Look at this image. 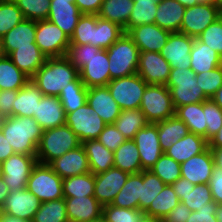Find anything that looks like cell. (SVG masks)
<instances>
[{"instance_id":"8","label":"cell","mask_w":222,"mask_h":222,"mask_svg":"<svg viewBox=\"0 0 222 222\" xmlns=\"http://www.w3.org/2000/svg\"><path fill=\"white\" fill-rule=\"evenodd\" d=\"M139 109L149 123L163 121L175 115V107L169 89L165 85L148 84Z\"/></svg>"},{"instance_id":"31","label":"cell","mask_w":222,"mask_h":222,"mask_svg":"<svg viewBox=\"0 0 222 222\" xmlns=\"http://www.w3.org/2000/svg\"><path fill=\"white\" fill-rule=\"evenodd\" d=\"M190 56V69L195 74L208 72L221 66V56L198 38H194Z\"/></svg>"},{"instance_id":"29","label":"cell","mask_w":222,"mask_h":222,"mask_svg":"<svg viewBox=\"0 0 222 222\" xmlns=\"http://www.w3.org/2000/svg\"><path fill=\"white\" fill-rule=\"evenodd\" d=\"M186 7L176 0H162L158 3L155 24L170 32H180Z\"/></svg>"},{"instance_id":"21","label":"cell","mask_w":222,"mask_h":222,"mask_svg":"<svg viewBox=\"0 0 222 222\" xmlns=\"http://www.w3.org/2000/svg\"><path fill=\"white\" fill-rule=\"evenodd\" d=\"M49 165L62 179L90 172L88 158L82 144L53 160Z\"/></svg>"},{"instance_id":"33","label":"cell","mask_w":222,"mask_h":222,"mask_svg":"<svg viewBox=\"0 0 222 222\" xmlns=\"http://www.w3.org/2000/svg\"><path fill=\"white\" fill-rule=\"evenodd\" d=\"M43 96L38 87L30 80L18 90L17 98L13 105V116L34 117L37 105Z\"/></svg>"},{"instance_id":"69","label":"cell","mask_w":222,"mask_h":222,"mask_svg":"<svg viewBox=\"0 0 222 222\" xmlns=\"http://www.w3.org/2000/svg\"><path fill=\"white\" fill-rule=\"evenodd\" d=\"M211 100L216 103L222 109V86L213 95Z\"/></svg>"},{"instance_id":"75","label":"cell","mask_w":222,"mask_h":222,"mask_svg":"<svg viewBox=\"0 0 222 222\" xmlns=\"http://www.w3.org/2000/svg\"><path fill=\"white\" fill-rule=\"evenodd\" d=\"M3 174H2V162L0 161V180H2Z\"/></svg>"},{"instance_id":"36","label":"cell","mask_w":222,"mask_h":222,"mask_svg":"<svg viewBox=\"0 0 222 222\" xmlns=\"http://www.w3.org/2000/svg\"><path fill=\"white\" fill-rule=\"evenodd\" d=\"M175 115L185 123L190 133L206 139L207 125L203 112V102L179 106L175 109Z\"/></svg>"},{"instance_id":"51","label":"cell","mask_w":222,"mask_h":222,"mask_svg":"<svg viewBox=\"0 0 222 222\" xmlns=\"http://www.w3.org/2000/svg\"><path fill=\"white\" fill-rule=\"evenodd\" d=\"M212 194L208 184H197L192 191L183 196L180 202L184 203L191 211H197L212 202Z\"/></svg>"},{"instance_id":"54","label":"cell","mask_w":222,"mask_h":222,"mask_svg":"<svg viewBox=\"0 0 222 222\" xmlns=\"http://www.w3.org/2000/svg\"><path fill=\"white\" fill-rule=\"evenodd\" d=\"M196 79L203 93L211 99L222 86V67L219 66L208 72L196 74Z\"/></svg>"},{"instance_id":"73","label":"cell","mask_w":222,"mask_h":222,"mask_svg":"<svg viewBox=\"0 0 222 222\" xmlns=\"http://www.w3.org/2000/svg\"><path fill=\"white\" fill-rule=\"evenodd\" d=\"M134 2H152V1H154V2H156L157 4L159 3V2H161L162 0H133Z\"/></svg>"},{"instance_id":"43","label":"cell","mask_w":222,"mask_h":222,"mask_svg":"<svg viewBox=\"0 0 222 222\" xmlns=\"http://www.w3.org/2000/svg\"><path fill=\"white\" fill-rule=\"evenodd\" d=\"M166 184L151 170L141 171V197H139V210L145 212L151 202L163 190Z\"/></svg>"},{"instance_id":"74","label":"cell","mask_w":222,"mask_h":222,"mask_svg":"<svg viewBox=\"0 0 222 222\" xmlns=\"http://www.w3.org/2000/svg\"><path fill=\"white\" fill-rule=\"evenodd\" d=\"M4 117L0 114V129L2 127L3 121H4Z\"/></svg>"},{"instance_id":"62","label":"cell","mask_w":222,"mask_h":222,"mask_svg":"<svg viewBox=\"0 0 222 222\" xmlns=\"http://www.w3.org/2000/svg\"><path fill=\"white\" fill-rule=\"evenodd\" d=\"M194 186L195 185L189 180L182 177L172 184L174 192L177 194L179 200H181L183 196L187 195L189 191H192Z\"/></svg>"},{"instance_id":"41","label":"cell","mask_w":222,"mask_h":222,"mask_svg":"<svg viewBox=\"0 0 222 222\" xmlns=\"http://www.w3.org/2000/svg\"><path fill=\"white\" fill-rule=\"evenodd\" d=\"M95 175L91 172L63 179L64 198L94 196Z\"/></svg>"},{"instance_id":"63","label":"cell","mask_w":222,"mask_h":222,"mask_svg":"<svg viewBox=\"0 0 222 222\" xmlns=\"http://www.w3.org/2000/svg\"><path fill=\"white\" fill-rule=\"evenodd\" d=\"M13 154H15V151L0 130V161L4 162Z\"/></svg>"},{"instance_id":"19","label":"cell","mask_w":222,"mask_h":222,"mask_svg":"<svg viewBox=\"0 0 222 222\" xmlns=\"http://www.w3.org/2000/svg\"><path fill=\"white\" fill-rule=\"evenodd\" d=\"M170 31L155 23L133 27L127 34L132 38L139 52H159L167 43Z\"/></svg>"},{"instance_id":"61","label":"cell","mask_w":222,"mask_h":222,"mask_svg":"<svg viewBox=\"0 0 222 222\" xmlns=\"http://www.w3.org/2000/svg\"><path fill=\"white\" fill-rule=\"evenodd\" d=\"M82 14H98L103 0H75L74 2Z\"/></svg>"},{"instance_id":"20","label":"cell","mask_w":222,"mask_h":222,"mask_svg":"<svg viewBox=\"0 0 222 222\" xmlns=\"http://www.w3.org/2000/svg\"><path fill=\"white\" fill-rule=\"evenodd\" d=\"M69 222H97L102 219L103 206L94 196L64 198Z\"/></svg>"},{"instance_id":"30","label":"cell","mask_w":222,"mask_h":222,"mask_svg":"<svg viewBox=\"0 0 222 222\" xmlns=\"http://www.w3.org/2000/svg\"><path fill=\"white\" fill-rule=\"evenodd\" d=\"M82 145L86 151L91 173L96 175L114 167V152L97 139L86 140Z\"/></svg>"},{"instance_id":"48","label":"cell","mask_w":222,"mask_h":222,"mask_svg":"<svg viewBox=\"0 0 222 222\" xmlns=\"http://www.w3.org/2000/svg\"><path fill=\"white\" fill-rule=\"evenodd\" d=\"M23 19L14 0H0V39Z\"/></svg>"},{"instance_id":"65","label":"cell","mask_w":222,"mask_h":222,"mask_svg":"<svg viewBox=\"0 0 222 222\" xmlns=\"http://www.w3.org/2000/svg\"><path fill=\"white\" fill-rule=\"evenodd\" d=\"M208 147H222V127L219 131L208 141Z\"/></svg>"},{"instance_id":"68","label":"cell","mask_w":222,"mask_h":222,"mask_svg":"<svg viewBox=\"0 0 222 222\" xmlns=\"http://www.w3.org/2000/svg\"><path fill=\"white\" fill-rule=\"evenodd\" d=\"M0 222H28V221L23 220V219H19L17 217L11 216L6 213H2V217H1Z\"/></svg>"},{"instance_id":"25","label":"cell","mask_w":222,"mask_h":222,"mask_svg":"<svg viewBox=\"0 0 222 222\" xmlns=\"http://www.w3.org/2000/svg\"><path fill=\"white\" fill-rule=\"evenodd\" d=\"M36 21L23 19L0 39V54L8 56L17 47L35 43Z\"/></svg>"},{"instance_id":"55","label":"cell","mask_w":222,"mask_h":222,"mask_svg":"<svg viewBox=\"0 0 222 222\" xmlns=\"http://www.w3.org/2000/svg\"><path fill=\"white\" fill-rule=\"evenodd\" d=\"M197 38L222 57V19L220 17L211 23Z\"/></svg>"},{"instance_id":"58","label":"cell","mask_w":222,"mask_h":222,"mask_svg":"<svg viewBox=\"0 0 222 222\" xmlns=\"http://www.w3.org/2000/svg\"><path fill=\"white\" fill-rule=\"evenodd\" d=\"M18 91L0 90V114L6 118L13 116V105L17 98Z\"/></svg>"},{"instance_id":"17","label":"cell","mask_w":222,"mask_h":222,"mask_svg":"<svg viewBox=\"0 0 222 222\" xmlns=\"http://www.w3.org/2000/svg\"><path fill=\"white\" fill-rule=\"evenodd\" d=\"M129 175V173L116 167H112L106 172L96 174L94 197L102 206L111 204L126 183Z\"/></svg>"},{"instance_id":"66","label":"cell","mask_w":222,"mask_h":222,"mask_svg":"<svg viewBox=\"0 0 222 222\" xmlns=\"http://www.w3.org/2000/svg\"><path fill=\"white\" fill-rule=\"evenodd\" d=\"M10 190L8 186L5 184V182L0 180V208L3 207V204L5 203L6 197L9 195Z\"/></svg>"},{"instance_id":"76","label":"cell","mask_w":222,"mask_h":222,"mask_svg":"<svg viewBox=\"0 0 222 222\" xmlns=\"http://www.w3.org/2000/svg\"><path fill=\"white\" fill-rule=\"evenodd\" d=\"M2 210H1V208H0V220H1V217H2Z\"/></svg>"},{"instance_id":"77","label":"cell","mask_w":222,"mask_h":222,"mask_svg":"<svg viewBox=\"0 0 222 222\" xmlns=\"http://www.w3.org/2000/svg\"><path fill=\"white\" fill-rule=\"evenodd\" d=\"M220 18L222 19V10L220 11Z\"/></svg>"},{"instance_id":"12","label":"cell","mask_w":222,"mask_h":222,"mask_svg":"<svg viewBox=\"0 0 222 222\" xmlns=\"http://www.w3.org/2000/svg\"><path fill=\"white\" fill-rule=\"evenodd\" d=\"M36 163V156L22 153H15L2 162V179L10 192L26 188L31 171Z\"/></svg>"},{"instance_id":"32","label":"cell","mask_w":222,"mask_h":222,"mask_svg":"<svg viewBox=\"0 0 222 222\" xmlns=\"http://www.w3.org/2000/svg\"><path fill=\"white\" fill-rule=\"evenodd\" d=\"M133 0H103L99 18L118 24L128 33V20L133 10Z\"/></svg>"},{"instance_id":"67","label":"cell","mask_w":222,"mask_h":222,"mask_svg":"<svg viewBox=\"0 0 222 222\" xmlns=\"http://www.w3.org/2000/svg\"><path fill=\"white\" fill-rule=\"evenodd\" d=\"M179 3H181L183 6L185 7H192L194 5H197L199 3H207V2H211L213 0H176Z\"/></svg>"},{"instance_id":"60","label":"cell","mask_w":222,"mask_h":222,"mask_svg":"<svg viewBox=\"0 0 222 222\" xmlns=\"http://www.w3.org/2000/svg\"><path fill=\"white\" fill-rule=\"evenodd\" d=\"M191 214V210L182 202H179L170 213L163 218V222H186Z\"/></svg>"},{"instance_id":"71","label":"cell","mask_w":222,"mask_h":222,"mask_svg":"<svg viewBox=\"0 0 222 222\" xmlns=\"http://www.w3.org/2000/svg\"><path fill=\"white\" fill-rule=\"evenodd\" d=\"M215 215H216L217 221L222 222V204H218Z\"/></svg>"},{"instance_id":"72","label":"cell","mask_w":222,"mask_h":222,"mask_svg":"<svg viewBox=\"0 0 222 222\" xmlns=\"http://www.w3.org/2000/svg\"><path fill=\"white\" fill-rule=\"evenodd\" d=\"M214 4L218 7V10H222V0H213Z\"/></svg>"},{"instance_id":"9","label":"cell","mask_w":222,"mask_h":222,"mask_svg":"<svg viewBox=\"0 0 222 222\" xmlns=\"http://www.w3.org/2000/svg\"><path fill=\"white\" fill-rule=\"evenodd\" d=\"M147 83L136 73L111 80L108 90L121 110L139 109Z\"/></svg>"},{"instance_id":"10","label":"cell","mask_w":222,"mask_h":222,"mask_svg":"<svg viewBox=\"0 0 222 222\" xmlns=\"http://www.w3.org/2000/svg\"><path fill=\"white\" fill-rule=\"evenodd\" d=\"M35 43L47 58L66 56L70 38L49 20L36 22Z\"/></svg>"},{"instance_id":"57","label":"cell","mask_w":222,"mask_h":222,"mask_svg":"<svg viewBox=\"0 0 222 222\" xmlns=\"http://www.w3.org/2000/svg\"><path fill=\"white\" fill-rule=\"evenodd\" d=\"M218 204L214 201L206 204V207L198 209L197 211H191L190 216L186 222H218L216 218V210Z\"/></svg>"},{"instance_id":"13","label":"cell","mask_w":222,"mask_h":222,"mask_svg":"<svg viewBox=\"0 0 222 222\" xmlns=\"http://www.w3.org/2000/svg\"><path fill=\"white\" fill-rule=\"evenodd\" d=\"M220 17L214 1L186 7L180 32L197 38L211 23Z\"/></svg>"},{"instance_id":"22","label":"cell","mask_w":222,"mask_h":222,"mask_svg":"<svg viewBox=\"0 0 222 222\" xmlns=\"http://www.w3.org/2000/svg\"><path fill=\"white\" fill-rule=\"evenodd\" d=\"M75 0H51L47 20L57 25L69 38L74 33L75 27L82 16Z\"/></svg>"},{"instance_id":"34","label":"cell","mask_w":222,"mask_h":222,"mask_svg":"<svg viewBox=\"0 0 222 222\" xmlns=\"http://www.w3.org/2000/svg\"><path fill=\"white\" fill-rule=\"evenodd\" d=\"M156 124L159 143L163 152L189 133L188 127L176 115L166 120L156 122Z\"/></svg>"},{"instance_id":"27","label":"cell","mask_w":222,"mask_h":222,"mask_svg":"<svg viewBox=\"0 0 222 222\" xmlns=\"http://www.w3.org/2000/svg\"><path fill=\"white\" fill-rule=\"evenodd\" d=\"M8 57L30 79L47 59L36 43H31V46L17 47Z\"/></svg>"},{"instance_id":"2","label":"cell","mask_w":222,"mask_h":222,"mask_svg":"<svg viewBox=\"0 0 222 222\" xmlns=\"http://www.w3.org/2000/svg\"><path fill=\"white\" fill-rule=\"evenodd\" d=\"M79 76V70L64 57L47 58L31 81L44 96H59Z\"/></svg>"},{"instance_id":"1","label":"cell","mask_w":222,"mask_h":222,"mask_svg":"<svg viewBox=\"0 0 222 222\" xmlns=\"http://www.w3.org/2000/svg\"><path fill=\"white\" fill-rule=\"evenodd\" d=\"M65 57L79 70L80 80L87 88L107 86L111 81L106 49L70 44Z\"/></svg>"},{"instance_id":"47","label":"cell","mask_w":222,"mask_h":222,"mask_svg":"<svg viewBox=\"0 0 222 222\" xmlns=\"http://www.w3.org/2000/svg\"><path fill=\"white\" fill-rule=\"evenodd\" d=\"M157 175L166 185H172L181 177L180 163L169 157L165 152L155 162L150 169Z\"/></svg>"},{"instance_id":"24","label":"cell","mask_w":222,"mask_h":222,"mask_svg":"<svg viewBox=\"0 0 222 222\" xmlns=\"http://www.w3.org/2000/svg\"><path fill=\"white\" fill-rule=\"evenodd\" d=\"M87 103L107 125L113 124L121 113L107 86L88 88Z\"/></svg>"},{"instance_id":"52","label":"cell","mask_w":222,"mask_h":222,"mask_svg":"<svg viewBox=\"0 0 222 222\" xmlns=\"http://www.w3.org/2000/svg\"><path fill=\"white\" fill-rule=\"evenodd\" d=\"M143 214L140 210L108 204L103 206L102 219L105 222H138Z\"/></svg>"},{"instance_id":"39","label":"cell","mask_w":222,"mask_h":222,"mask_svg":"<svg viewBox=\"0 0 222 222\" xmlns=\"http://www.w3.org/2000/svg\"><path fill=\"white\" fill-rule=\"evenodd\" d=\"M88 88L78 76L68 86L61 90L58 98L62 103L65 114L71 113L87 103Z\"/></svg>"},{"instance_id":"49","label":"cell","mask_w":222,"mask_h":222,"mask_svg":"<svg viewBox=\"0 0 222 222\" xmlns=\"http://www.w3.org/2000/svg\"><path fill=\"white\" fill-rule=\"evenodd\" d=\"M158 4L152 2H134L133 10L128 20V32L133 28L155 22Z\"/></svg>"},{"instance_id":"35","label":"cell","mask_w":222,"mask_h":222,"mask_svg":"<svg viewBox=\"0 0 222 222\" xmlns=\"http://www.w3.org/2000/svg\"><path fill=\"white\" fill-rule=\"evenodd\" d=\"M114 167L129 174L142 171L139 151L133 139H127L114 151Z\"/></svg>"},{"instance_id":"26","label":"cell","mask_w":222,"mask_h":222,"mask_svg":"<svg viewBox=\"0 0 222 222\" xmlns=\"http://www.w3.org/2000/svg\"><path fill=\"white\" fill-rule=\"evenodd\" d=\"M33 118L46 130L65 125L66 114L57 96H43Z\"/></svg>"},{"instance_id":"40","label":"cell","mask_w":222,"mask_h":222,"mask_svg":"<svg viewBox=\"0 0 222 222\" xmlns=\"http://www.w3.org/2000/svg\"><path fill=\"white\" fill-rule=\"evenodd\" d=\"M148 123L140 109H130L121 110L120 115L113 124L126 139H134L135 134Z\"/></svg>"},{"instance_id":"7","label":"cell","mask_w":222,"mask_h":222,"mask_svg":"<svg viewBox=\"0 0 222 222\" xmlns=\"http://www.w3.org/2000/svg\"><path fill=\"white\" fill-rule=\"evenodd\" d=\"M63 179L53 171L49 164L37 162L30 174L26 189L41 202L64 198Z\"/></svg>"},{"instance_id":"15","label":"cell","mask_w":222,"mask_h":222,"mask_svg":"<svg viewBox=\"0 0 222 222\" xmlns=\"http://www.w3.org/2000/svg\"><path fill=\"white\" fill-rule=\"evenodd\" d=\"M193 44V37L181 32H171L160 54L169 62L171 68L190 69Z\"/></svg>"},{"instance_id":"64","label":"cell","mask_w":222,"mask_h":222,"mask_svg":"<svg viewBox=\"0 0 222 222\" xmlns=\"http://www.w3.org/2000/svg\"><path fill=\"white\" fill-rule=\"evenodd\" d=\"M213 157L214 166L222 170V147H209Z\"/></svg>"},{"instance_id":"11","label":"cell","mask_w":222,"mask_h":222,"mask_svg":"<svg viewBox=\"0 0 222 222\" xmlns=\"http://www.w3.org/2000/svg\"><path fill=\"white\" fill-rule=\"evenodd\" d=\"M67 125L83 143L86 140L97 139L107 125L102 118L95 113L88 103L77 110L67 113L65 118Z\"/></svg>"},{"instance_id":"4","label":"cell","mask_w":222,"mask_h":222,"mask_svg":"<svg viewBox=\"0 0 222 222\" xmlns=\"http://www.w3.org/2000/svg\"><path fill=\"white\" fill-rule=\"evenodd\" d=\"M81 144L78 137L67 125L46 129L43 131L37 149V162L50 164L53 160Z\"/></svg>"},{"instance_id":"23","label":"cell","mask_w":222,"mask_h":222,"mask_svg":"<svg viewBox=\"0 0 222 222\" xmlns=\"http://www.w3.org/2000/svg\"><path fill=\"white\" fill-rule=\"evenodd\" d=\"M181 177L192 184H208L214 169L213 157L209 147L199 155L180 164Z\"/></svg>"},{"instance_id":"44","label":"cell","mask_w":222,"mask_h":222,"mask_svg":"<svg viewBox=\"0 0 222 222\" xmlns=\"http://www.w3.org/2000/svg\"><path fill=\"white\" fill-rule=\"evenodd\" d=\"M124 33L118 24L98 17L95 25L94 46L108 49Z\"/></svg>"},{"instance_id":"14","label":"cell","mask_w":222,"mask_h":222,"mask_svg":"<svg viewBox=\"0 0 222 222\" xmlns=\"http://www.w3.org/2000/svg\"><path fill=\"white\" fill-rule=\"evenodd\" d=\"M171 67L159 52H140L137 74L152 85H166Z\"/></svg>"},{"instance_id":"37","label":"cell","mask_w":222,"mask_h":222,"mask_svg":"<svg viewBox=\"0 0 222 222\" xmlns=\"http://www.w3.org/2000/svg\"><path fill=\"white\" fill-rule=\"evenodd\" d=\"M30 80L8 56L0 54V90L18 91Z\"/></svg>"},{"instance_id":"59","label":"cell","mask_w":222,"mask_h":222,"mask_svg":"<svg viewBox=\"0 0 222 222\" xmlns=\"http://www.w3.org/2000/svg\"><path fill=\"white\" fill-rule=\"evenodd\" d=\"M208 185L213 201L216 204H222V170L220 168L214 166Z\"/></svg>"},{"instance_id":"56","label":"cell","mask_w":222,"mask_h":222,"mask_svg":"<svg viewBox=\"0 0 222 222\" xmlns=\"http://www.w3.org/2000/svg\"><path fill=\"white\" fill-rule=\"evenodd\" d=\"M97 140L107 149L114 152L127 139L117 130L114 124H108L100 133Z\"/></svg>"},{"instance_id":"18","label":"cell","mask_w":222,"mask_h":222,"mask_svg":"<svg viewBox=\"0 0 222 222\" xmlns=\"http://www.w3.org/2000/svg\"><path fill=\"white\" fill-rule=\"evenodd\" d=\"M41 201L26 188L11 191L1 208L3 213L31 222Z\"/></svg>"},{"instance_id":"3","label":"cell","mask_w":222,"mask_h":222,"mask_svg":"<svg viewBox=\"0 0 222 222\" xmlns=\"http://www.w3.org/2000/svg\"><path fill=\"white\" fill-rule=\"evenodd\" d=\"M0 130L15 153L37 155L44 130L33 117H6Z\"/></svg>"},{"instance_id":"50","label":"cell","mask_w":222,"mask_h":222,"mask_svg":"<svg viewBox=\"0 0 222 222\" xmlns=\"http://www.w3.org/2000/svg\"><path fill=\"white\" fill-rule=\"evenodd\" d=\"M24 19L42 21L48 18L51 0H14Z\"/></svg>"},{"instance_id":"70","label":"cell","mask_w":222,"mask_h":222,"mask_svg":"<svg viewBox=\"0 0 222 222\" xmlns=\"http://www.w3.org/2000/svg\"><path fill=\"white\" fill-rule=\"evenodd\" d=\"M138 222H163L161 219L143 214Z\"/></svg>"},{"instance_id":"46","label":"cell","mask_w":222,"mask_h":222,"mask_svg":"<svg viewBox=\"0 0 222 222\" xmlns=\"http://www.w3.org/2000/svg\"><path fill=\"white\" fill-rule=\"evenodd\" d=\"M96 22V14H82L70 38V44H90L94 46Z\"/></svg>"},{"instance_id":"28","label":"cell","mask_w":222,"mask_h":222,"mask_svg":"<svg viewBox=\"0 0 222 222\" xmlns=\"http://www.w3.org/2000/svg\"><path fill=\"white\" fill-rule=\"evenodd\" d=\"M207 148L208 141L204 137L189 132L174 145H171L165 153L181 164L189 158L201 154Z\"/></svg>"},{"instance_id":"38","label":"cell","mask_w":222,"mask_h":222,"mask_svg":"<svg viewBox=\"0 0 222 222\" xmlns=\"http://www.w3.org/2000/svg\"><path fill=\"white\" fill-rule=\"evenodd\" d=\"M139 197H141V172L130 174L111 203L114 206L139 210Z\"/></svg>"},{"instance_id":"5","label":"cell","mask_w":222,"mask_h":222,"mask_svg":"<svg viewBox=\"0 0 222 222\" xmlns=\"http://www.w3.org/2000/svg\"><path fill=\"white\" fill-rule=\"evenodd\" d=\"M196 74L191 69L171 68L165 85L169 91L175 109L209 99L197 83Z\"/></svg>"},{"instance_id":"16","label":"cell","mask_w":222,"mask_h":222,"mask_svg":"<svg viewBox=\"0 0 222 222\" xmlns=\"http://www.w3.org/2000/svg\"><path fill=\"white\" fill-rule=\"evenodd\" d=\"M139 151L142 171L150 170L164 153L161 150L156 123H148L133 139Z\"/></svg>"},{"instance_id":"45","label":"cell","mask_w":222,"mask_h":222,"mask_svg":"<svg viewBox=\"0 0 222 222\" xmlns=\"http://www.w3.org/2000/svg\"><path fill=\"white\" fill-rule=\"evenodd\" d=\"M32 222H69L64 198L41 202Z\"/></svg>"},{"instance_id":"42","label":"cell","mask_w":222,"mask_h":222,"mask_svg":"<svg viewBox=\"0 0 222 222\" xmlns=\"http://www.w3.org/2000/svg\"><path fill=\"white\" fill-rule=\"evenodd\" d=\"M179 202L172 185H165L144 214L163 220Z\"/></svg>"},{"instance_id":"6","label":"cell","mask_w":222,"mask_h":222,"mask_svg":"<svg viewBox=\"0 0 222 222\" xmlns=\"http://www.w3.org/2000/svg\"><path fill=\"white\" fill-rule=\"evenodd\" d=\"M106 51L109 57L111 80L137 73L140 52L127 33L124 32Z\"/></svg>"},{"instance_id":"53","label":"cell","mask_w":222,"mask_h":222,"mask_svg":"<svg viewBox=\"0 0 222 222\" xmlns=\"http://www.w3.org/2000/svg\"><path fill=\"white\" fill-rule=\"evenodd\" d=\"M203 112L205 114L206 140L209 141L222 127V109L211 99L203 102Z\"/></svg>"}]
</instances>
